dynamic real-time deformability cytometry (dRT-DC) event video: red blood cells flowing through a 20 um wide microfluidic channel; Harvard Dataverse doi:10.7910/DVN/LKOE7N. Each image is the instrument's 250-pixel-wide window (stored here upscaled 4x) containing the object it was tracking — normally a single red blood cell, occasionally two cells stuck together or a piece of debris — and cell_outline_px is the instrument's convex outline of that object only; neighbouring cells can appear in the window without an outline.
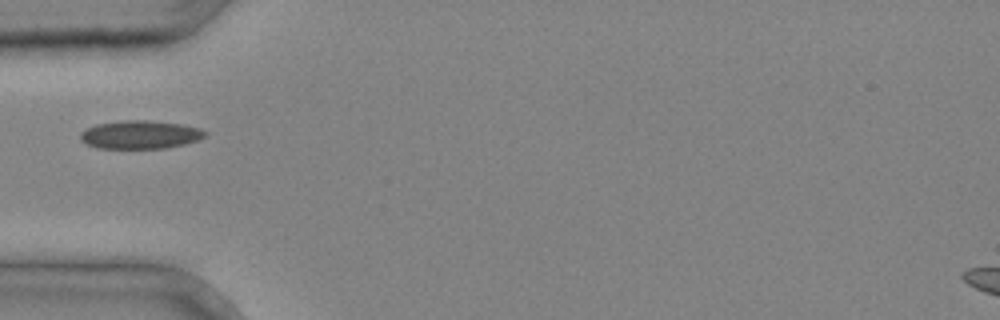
{"species": "common noctule bat (a hibernating species)", "species_latin": "Nyctalus noctula", "temperature_condition": "cold", "stored_images_in_passage": 2, "camera_frame_rate_fps": 3000, "um_per_image_px": 0.085, "animal": {"sex": "male", "body_mass_g": 20.4}, "frame": {"image": 1, "passage_image": 2, "time_ms": 0.333, "image_size_px": [1000, 320], "cell_outline_px": [[208, 136], [184, 144], [164, 148], [96, 148], [80, 140], [80, 132], [96, 124], [124, 120], [144, 120], [184, 124], [200, 128], [208, 132]], "centroid_in_image_um": [11.94, 11.44], "position_along_channel_um": 73.1, "area_um2": 20.58}}